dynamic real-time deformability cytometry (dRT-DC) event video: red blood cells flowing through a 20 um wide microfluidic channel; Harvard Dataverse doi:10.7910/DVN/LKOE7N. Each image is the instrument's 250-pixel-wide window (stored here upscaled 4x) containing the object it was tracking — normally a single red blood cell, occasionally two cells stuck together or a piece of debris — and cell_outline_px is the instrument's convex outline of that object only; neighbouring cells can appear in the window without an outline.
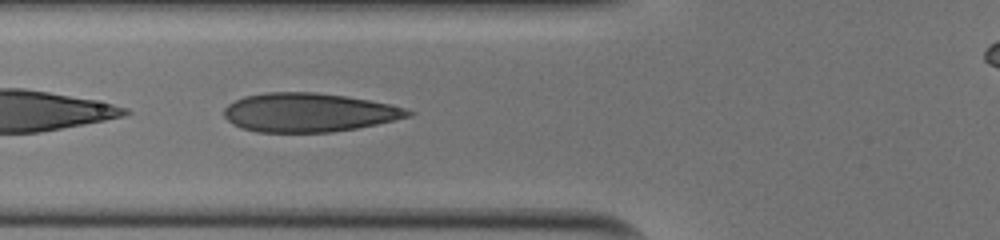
{"species": "human", "species_latin": "Homo sapiens", "temperature_condition": "cold", "stored_images_in_passage": 31, "camera_frame_rate_fps": 3000, "um_per_image_px": 0.085, "donor": {"sex": "male"}, "frame": {"image": 1, "passage_image": 3, "time_ms": 0.667, "image_size_px": [1000, 240], "cell_outline_px": [[416, 112], [412, 116], [376, 124], [356, 128], [332, 132], [256, 132], [240, 128], [232, 124], [224, 116], [224, 108], [228, 104], [244, 96], [268, 92], [316, 92], [348, 96], [388, 104], [404, 108]], "centroid_in_image_um": [26.23, 9.56], "position_along_channel_um": 99.6, "area_um2": 41.73}}
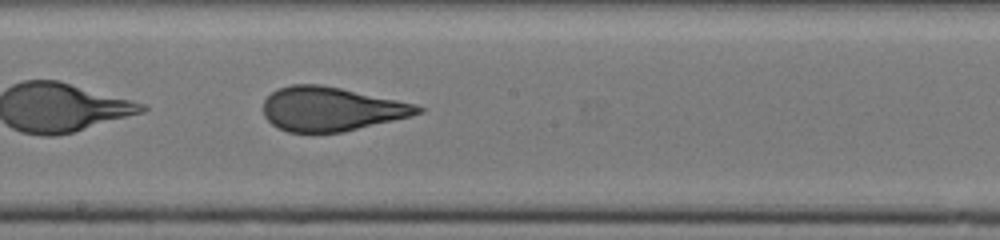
{"frame": {"image": 2, "passage_image": 12, "time_ms": 3.667, "image_size_px": [1000, 240], "cell_outline_px": [[424, 112], [412, 116], [340, 132], [288, 132], [276, 128], [264, 116], [264, 100], [272, 92], [280, 88], [292, 84], [320, 84], [340, 88], [416, 104], [424, 108]], "centroid_in_image_um": [28.14, 9.26], "position_along_channel_um": 220.1, "area_um2": 39.36}}
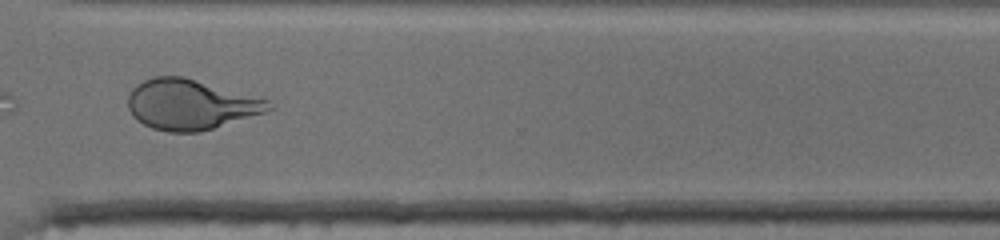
{"frame": {"image": 3, "passage_image": 22, "time_ms": 7.0, "image_size_px": [1000, 240], "cell_outline_px": [[276, 108], [264, 112], [200, 132], [168, 132], [152, 128], [136, 120], [132, 116], [128, 108], [128, 96], [132, 88], [136, 84], [144, 80], [156, 76], [184, 76], [268, 100], [276, 104]], "centroid_in_image_um": [16.18, 8.88], "position_along_channel_um": 354.4, "area_um2": 41.15}}